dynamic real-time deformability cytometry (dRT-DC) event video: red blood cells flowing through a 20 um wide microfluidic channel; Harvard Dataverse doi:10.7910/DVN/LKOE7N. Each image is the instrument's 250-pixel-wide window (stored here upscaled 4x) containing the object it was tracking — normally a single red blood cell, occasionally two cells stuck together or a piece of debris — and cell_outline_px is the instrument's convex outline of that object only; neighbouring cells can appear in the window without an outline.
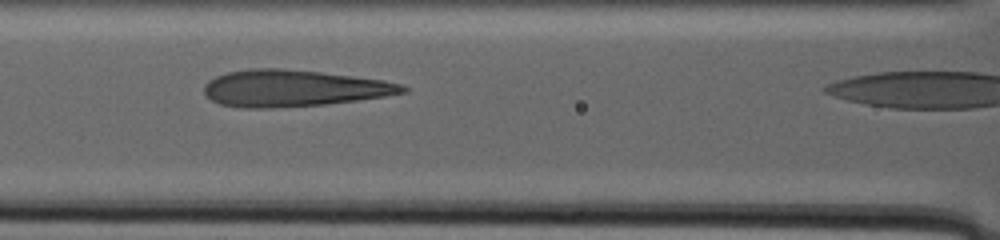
{"species": "human", "species_latin": "Homo sapiens", "temperature_condition": "warm", "stored_images_in_passage": 28, "camera_frame_rate_fps": 3000, "um_per_image_px": 0.085, "donor": {"sex": "male"}, "frame": {"image": 1, "passage_image": 7, "time_ms": 2.667, "image_size_px": [1000, 240], "cell_outline_px": [[408, 92], [384, 96], [356, 100], [324, 104], [272, 108], [244, 108], [220, 104], [212, 100], [204, 92], [204, 84], [208, 80], [216, 76], [228, 72], [248, 68], [280, 68], [320, 72], [384, 80], [400, 84], [408, 88]], "centroid_in_image_um": [24.91, 7.5], "position_along_channel_um": 141.7, "area_um2": 42.25}}
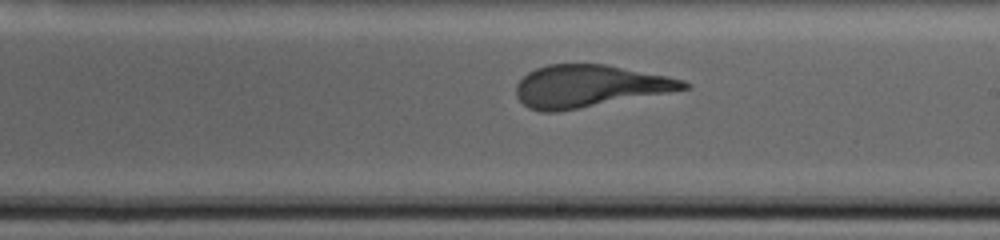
{"frame": {"image": 2, "passage_image": 17, "time_ms": 7.333, "image_size_px": [1000, 240], "cell_outline_px": [[692, 88], [556, 112], [540, 112], [528, 108], [516, 96], [516, 84], [528, 72], [536, 68], [548, 64], [608, 64], [668, 76], [684, 80], [692, 84]], "centroid_in_image_um": [50.1, 7.31], "position_along_channel_um": 238.9, "area_um2": 41.21}}
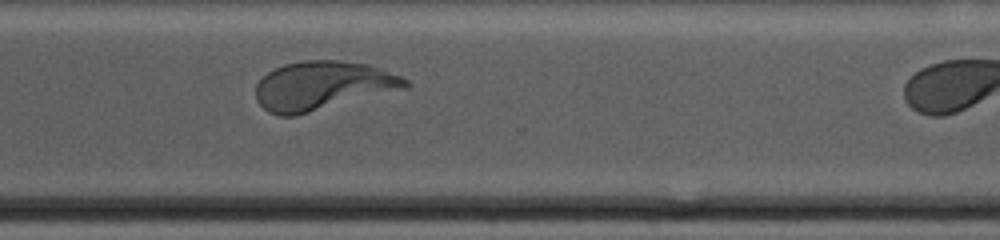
{"frame": {"image": 3, "passage_image": 27, "time_ms": 12.333, "image_size_px": [1000, 240], "cell_outline_px": [[412, 84], [408, 88], [296, 116], [280, 116], [268, 112], [256, 100], [256, 84], [268, 72], [284, 64], [304, 60], [340, 60], [368, 64], [400, 76], [408, 80]], "centroid_in_image_um": [27.43, 7.29], "position_along_channel_um": 343.2, "area_um2": 42.71}}